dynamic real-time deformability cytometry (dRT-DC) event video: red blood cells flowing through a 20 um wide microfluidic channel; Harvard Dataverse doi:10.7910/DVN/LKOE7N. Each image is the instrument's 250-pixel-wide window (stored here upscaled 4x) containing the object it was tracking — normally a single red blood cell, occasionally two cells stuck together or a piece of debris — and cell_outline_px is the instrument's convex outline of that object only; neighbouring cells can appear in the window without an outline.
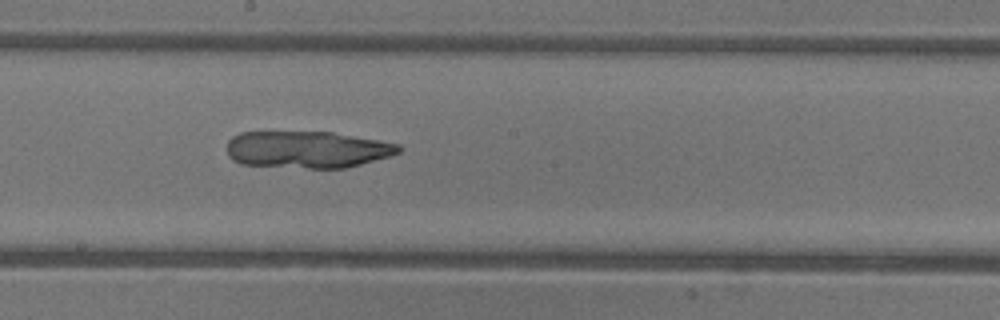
{"species": "common noctule bat (a hibernating species)", "species_latin": "Nyctalus noctula", "temperature_condition": "warm", "stored_images_in_passage": 52, "camera_frame_rate_fps": 3000, "um_per_image_px": 0.085, "animal": {"sex": "female"}, "frame": {"image": 1, "passage_image": 28, "time_ms": 9.0, "image_size_px": [1000, 320], "cell_outline_px": [[404, 148], [400, 152], [388, 156], [360, 164], [344, 168], [308, 168], [240, 164], [232, 160], [228, 156], [228, 140], [232, 136], [240, 132], [332, 132], [400, 144]], "centroid_in_image_um": [26.09, 12.71], "position_along_channel_um": 222.1, "area_um2": 36.93}}
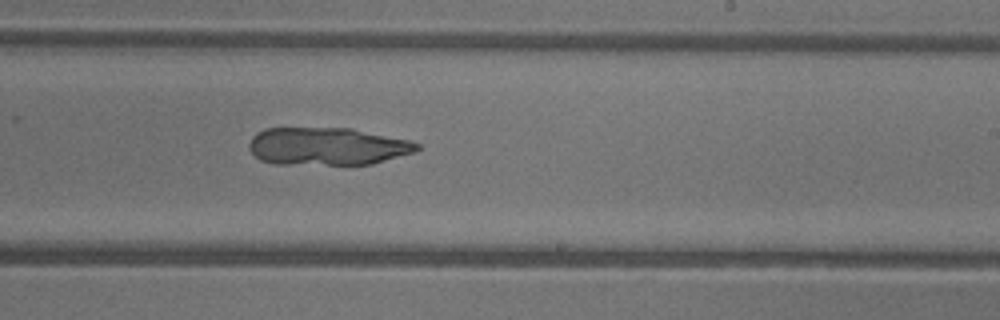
{"frame": {"image": 2, "passage_image": 31, "time_ms": 10.0, "image_size_px": [1000, 320], "cell_outline_px": [[420, 148], [412, 152], [372, 164], [276, 164], [260, 160], [248, 148], [248, 144], [252, 136], [256, 132], [264, 128], [352, 128], [408, 140], [420, 144]], "centroid_in_image_um": [27.76, 12.43], "position_along_channel_um": 261.2, "area_um2": 36.82}}
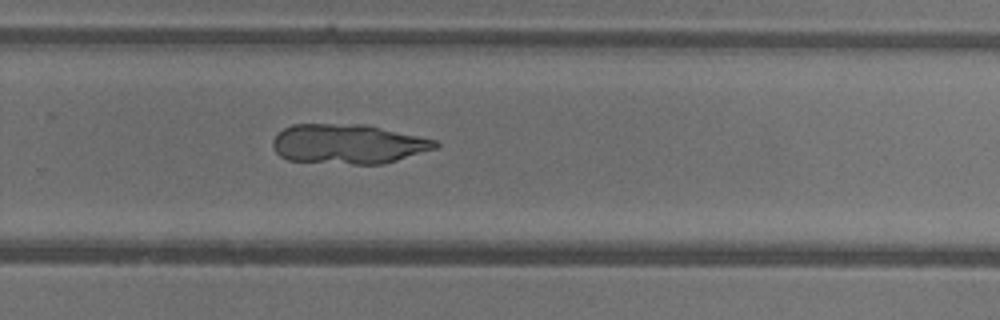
{"frame": {"image": 3, "passage_image": 34, "time_ms": 11.0, "image_size_px": [1000, 320], "cell_outline_px": [[440, 144], [436, 148], [384, 164], [352, 164], [288, 160], [280, 156], [276, 152], [272, 144], [272, 140], [284, 128], [292, 124], [364, 124], [436, 140]], "centroid_in_image_um": [29.57, 12.24], "position_along_channel_um": 300.2, "area_um2": 37.34}}